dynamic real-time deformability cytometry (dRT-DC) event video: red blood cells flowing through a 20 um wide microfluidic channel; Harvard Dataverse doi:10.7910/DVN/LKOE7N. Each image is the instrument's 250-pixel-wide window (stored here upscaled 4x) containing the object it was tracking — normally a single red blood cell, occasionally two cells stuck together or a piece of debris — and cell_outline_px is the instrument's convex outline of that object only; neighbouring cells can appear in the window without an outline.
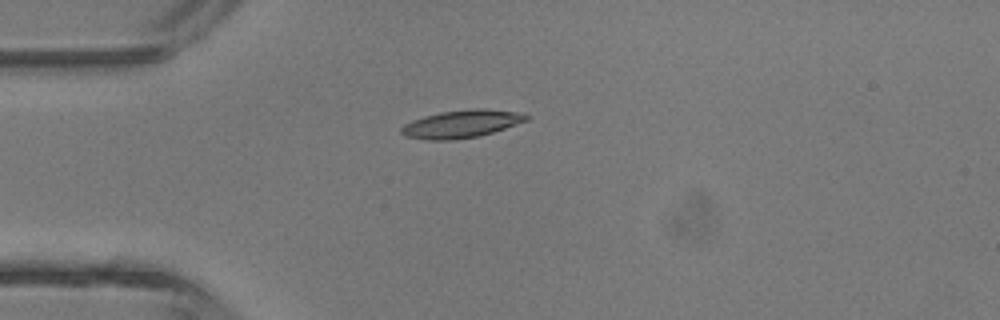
{"species": "common noctule bat (a hibernating species)", "species_latin": "Nyctalus noctula", "temperature_condition": "room temperature", "stored_images_in_passage": 3, "camera_frame_rate_fps": 3000, "um_per_image_px": 0.085, "animal": {"sex": "male", "body_mass_g": 13.3}, "frame": {"image": 1, "passage_image": 2, "time_ms": 1.333, "image_size_px": [1000, 320], "cell_outline_px": [[528, 120], [480, 136], [452, 140], [428, 140], [404, 136], [400, 132], [400, 128], [404, 124], [412, 120], [424, 116], [440, 112], [472, 108], [484, 108], [516, 112], [528, 116]], "centroid_in_image_um": [39.17, 10.53], "position_along_channel_um": 45.8, "area_um2": 20.17}}